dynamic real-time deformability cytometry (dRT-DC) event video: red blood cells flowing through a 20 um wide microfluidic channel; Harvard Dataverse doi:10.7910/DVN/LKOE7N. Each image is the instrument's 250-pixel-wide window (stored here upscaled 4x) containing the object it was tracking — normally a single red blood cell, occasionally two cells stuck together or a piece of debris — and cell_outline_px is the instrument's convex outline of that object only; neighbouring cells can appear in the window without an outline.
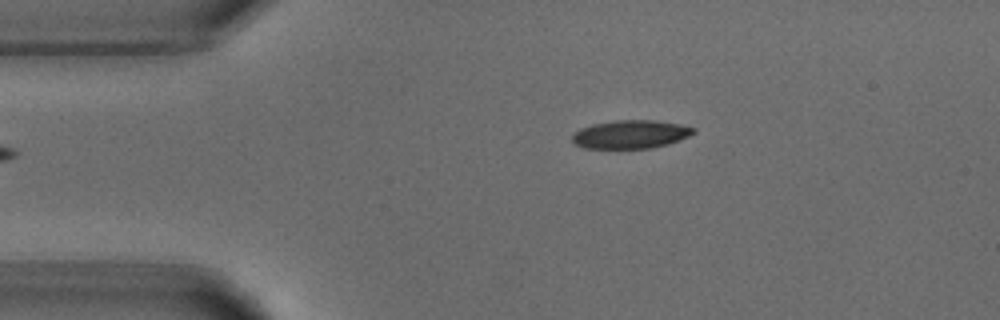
{"species": "common noctule bat (a hibernating species)", "species_latin": "Nyctalus noctula", "temperature_condition": "warm", "stored_images_in_passage": 2, "camera_frame_rate_fps": 3000, "um_per_image_px": 0.085, "animal": {"sex": "male", "body_mass_g": 18.8}, "frame": {"image": 1, "passage_image": 2, "time_ms": 1.333, "image_size_px": [1000, 320], "cell_outline_px": [[696, 132], [680, 140], [668, 144], [652, 148], [584, 148], [572, 144], [572, 136], [580, 128], [592, 124], [616, 120], [656, 120], [680, 124], [696, 128]], "centroid_in_image_um": [53.61, 11.41], "position_along_channel_um": 31.4, "area_um2": 20.17}}